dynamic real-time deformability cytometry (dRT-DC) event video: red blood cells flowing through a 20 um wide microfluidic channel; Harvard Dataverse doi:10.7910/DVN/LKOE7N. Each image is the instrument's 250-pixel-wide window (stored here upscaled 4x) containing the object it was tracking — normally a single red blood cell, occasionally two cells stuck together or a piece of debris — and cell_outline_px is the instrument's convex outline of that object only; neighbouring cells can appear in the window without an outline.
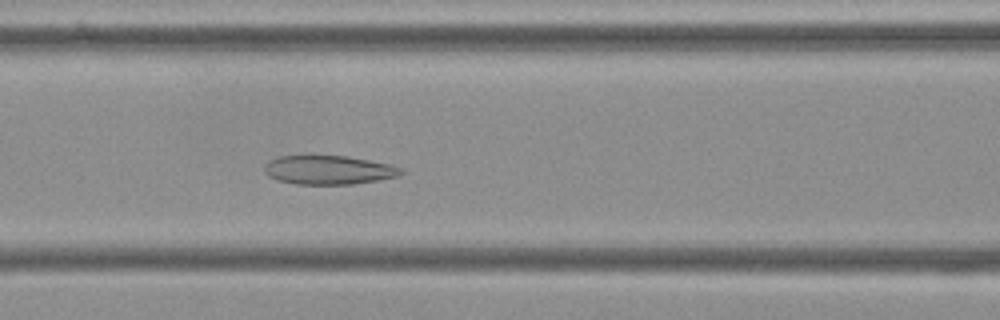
{"species": "Egyptian fruit bat (a non-hibernating species)", "species_latin": "Rousettus aegyptiacus", "temperature_condition": "cold", "stored_images_in_passage": 38, "camera_frame_rate_fps": 3000, "um_per_image_px": 0.085, "frame": {"image": 1, "passage_image": 6, "time_ms": 1.667, "image_size_px": [1000, 320], "cell_outline_px": [[404, 172], [396, 176], [376, 180], [352, 184], [296, 184], [276, 180], [268, 176], [264, 172], [264, 168], [268, 160], [276, 156], [348, 156], [392, 164], [400, 168]], "centroid_in_image_um": [27.89, 14.44], "position_along_channel_um": 138.7, "area_um2": 23.0}}
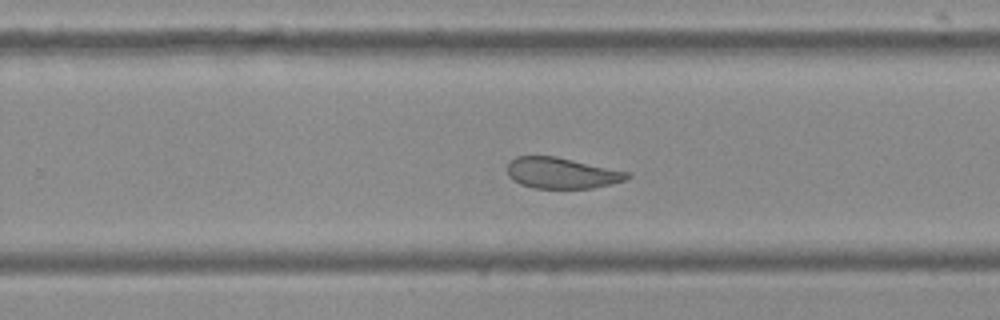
{"frame": {"image": 2, "passage_image": 18, "time_ms": 5.667, "image_size_px": [1000, 320], "cell_outline_px": [[632, 176], [624, 180], [592, 188], [532, 188], [520, 184], [512, 180], [508, 176], [508, 164], [516, 156], [556, 156], [632, 172]], "centroid_in_image_um": [47.76, 14.7], "position_along_channel_um": 282.0, "area_um2": 21.73}}
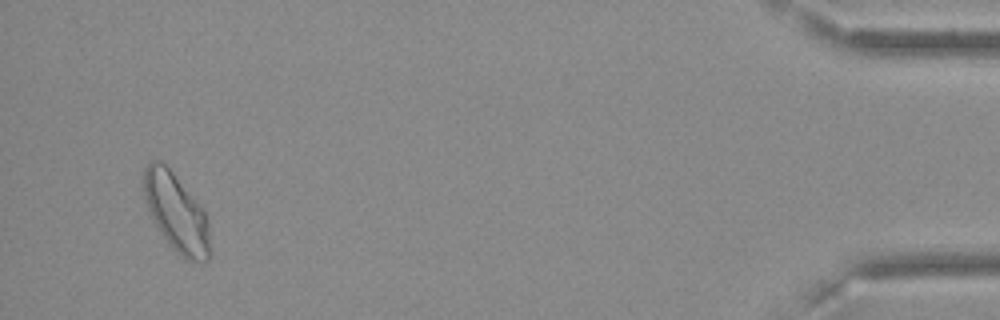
{"frame": {"image": 3, "passage_image": 36, "time_ms": 11.667, "image_size_px": [1000, 320], "cell_outline_px": [[212, 256], [204, 264], [184, 260], [168, 244], [148, 212], [144, 196], [144, 168], [148, 160], [160, 160], [172, 172], [204, 212], [208, 220], [212, 252]], "centroid_in_image_um": [15.01, 18.17], "position_along_channel_um": 420.2, "area_um2": 30.4}}